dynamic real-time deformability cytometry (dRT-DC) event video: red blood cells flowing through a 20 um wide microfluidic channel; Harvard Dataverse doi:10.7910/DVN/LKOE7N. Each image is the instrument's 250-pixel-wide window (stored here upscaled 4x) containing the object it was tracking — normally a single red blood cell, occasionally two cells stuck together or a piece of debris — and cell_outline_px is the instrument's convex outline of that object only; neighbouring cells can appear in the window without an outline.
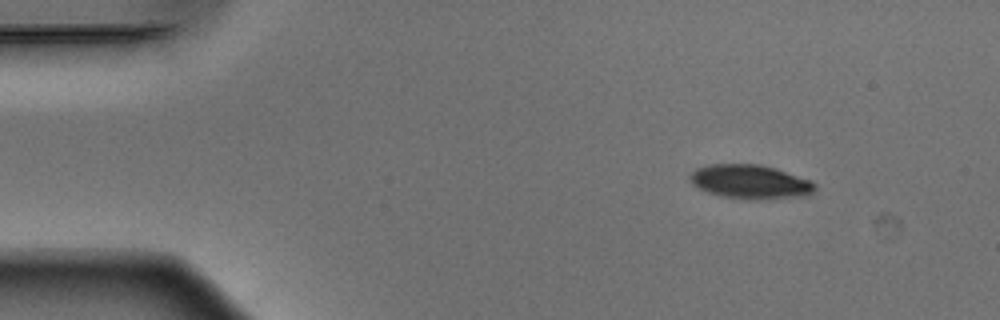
{"species": "Egyptian fruit bat (a non-hibernating species)", "species_latin": "Rousettus aegyptiacus", "temperature_condition": "warm", "stored_images_in_passage": 46, "camera_frame_rate_fps": 3000, "um_per_image_px": 0.085, "animal": {"sex": "male"}, "frame": {"image": 1, "passage_image": 1, "time_ms": 0.0, "image_size_px": [1000, 320], "cell_outline_px": [[816, 192], [808, 196], [720, 196], [708, 192], [692, 184], [688, 180], [688, 176], [696, 168], [712, 164], [760, 164], [776, 168], [812, 180], [816, 184]], "centroid_in_image_um": [63.77, 15.39], "position_along_channel_um": 21.2, "area_um2": 23.93}}
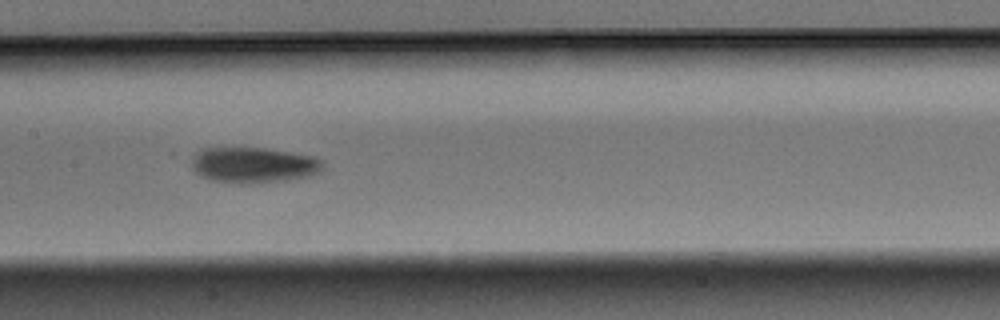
{"frame": {"image": 2, "passage_image": 20, "time_ms": 6.333, "image_size_px": [1000, 320], "cell_outline_px": [[324, 172], [308, 176], [284, 180], [248, 184], [240, 184], [212, 180], [200, 176], [196, 172], [192, 164], [192, 160], [196, 152], [200, 148], [264, 148], [312, 156], [320, 160], [324, 164]], "centroid_in_image_um": [21.55, 14.03], "position_along_channel_um": 185.8, "area_um2": 27.28}}
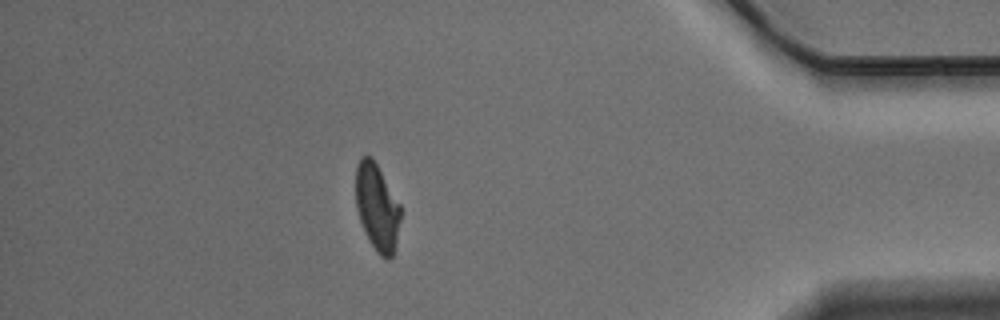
{"frame": {"image": 3, "passage_image": 40, "time_ms": 13.0, "image_size_px": [1000, 320], "cell_outline_px": [[400, 220], [396, 248], [392, 256], [388, 260], [380, 256], [376, 252], [360, 220], [356, 208], [356, 164], [360, 156], [372, 156], [400, 204]], "centroid_in_image_um": [32.05, 17.6], "position_along_channel_um": 403.1, "area_um2": 22.66}, "authors_computed_cell_mechanics": {"area_um2": 25.2875, "velocity_mm_per_s": 3.8968, "shape_relaxation_time_tau1_ms": 3.3272, "shape_relaxation_time_tau2_ms": 6.0798, "deformation_change_tau1": 0.128, "deformation_change_tau2": 0.1181}}